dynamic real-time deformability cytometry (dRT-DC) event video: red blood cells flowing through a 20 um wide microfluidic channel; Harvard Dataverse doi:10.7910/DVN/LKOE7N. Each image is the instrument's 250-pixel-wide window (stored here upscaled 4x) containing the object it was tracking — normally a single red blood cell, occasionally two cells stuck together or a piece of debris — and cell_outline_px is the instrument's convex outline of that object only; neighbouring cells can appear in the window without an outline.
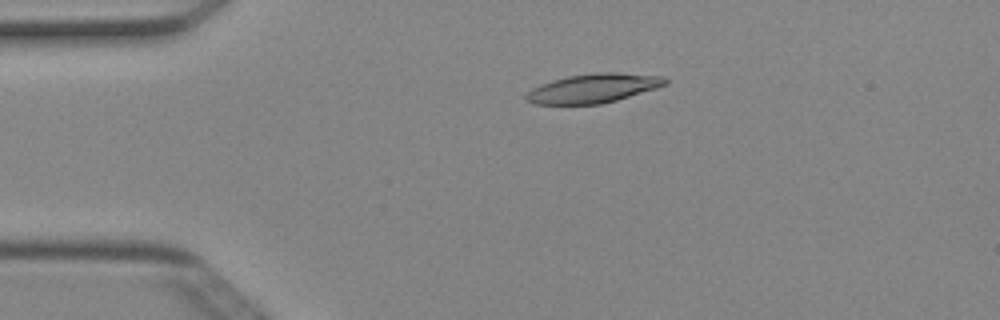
{"species": "Egyptian fruit bat (a non-hibernating species)", "species_latin": "Rousettus aegyptiacus", "temperature_condition": "cold", "stored_images_in_passage": 42, "camera_frame_rate_fps": 3000, "um_per_image_px": 0.085, "animal": {"sex": "female"}, "frame": {"image": 1, "passage_image": 2, "time_ms": 0.333, "image_size_px": [1000, 320], "cell_outline_px": [[668, 84], [656, 88], [616, 100], [600, 104], [532, 104], [524, 100], [524, 96], [532, 88], [540, 84], [552, 80], [568, 76], [596, 72], [616, 72], [664, 76], [668, 80]], "centroid_in_image_um": [50.41, 7.5], "position_along_channel_um": 34.6, "area_um2": 23.7}}
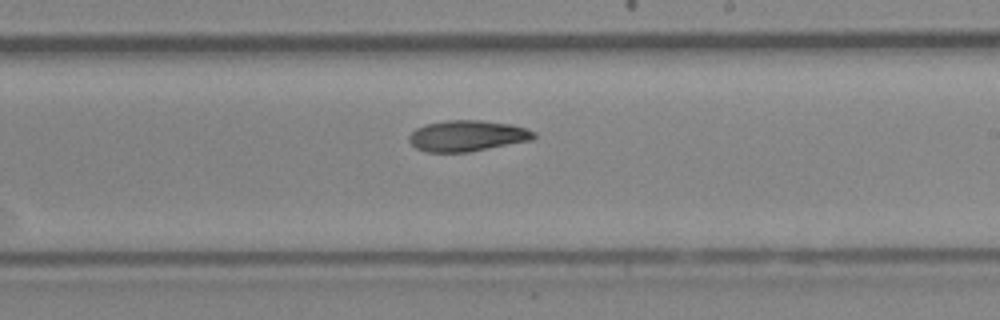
{"frame": {"image": 2, "passage_image": 21, "time_ms": 6.667, "image_size_px": [1000, 320], "cell_outline_px": [[536, 136], [532, 140], [468, 152], [424, 152], [416, 148], [408, 140], [408, 136], [416, 128], [424, 124], [448, 120], [480, 120], [512, 124], [536, 132]], "centroid_in_image_um": [39.7, 11.54], "position_along_channel_um": 249.3, "area_um2": 22.6}}
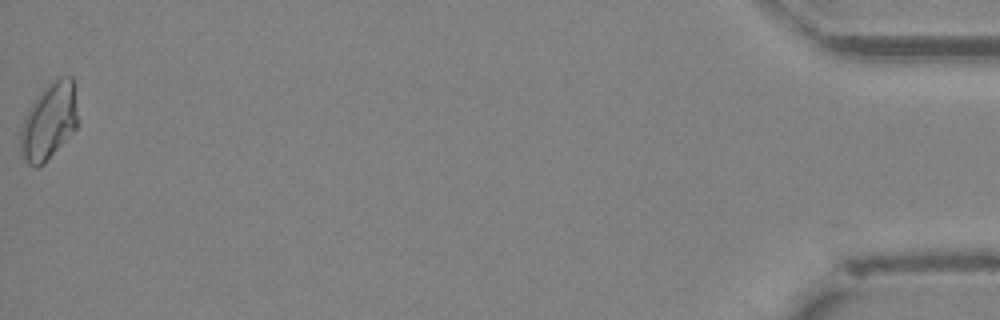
{"frame": {"image": 3, "passage_image": 42, "time_ms": 13.667, "image_size_px": [1000, 320], "cell_outline_px": [[80, 124], [44, 164], [36, 168], [28, 164], [20, 156], [20, 128], [24, 116], [28, 108], [36, 96], [52, 80], [60, 76], [72, 76]], "centroid_in_image_um": [4.16, 10.32], "position_along_channel_um": 431.0, "area_um2": 26.18}, "authors_computed_cell_mechanics": {"area_um2": 22.7154, "velocity_mm_per_s": 4.0074, "shape_relaxation_time_tau1_ms": 8.6007, "shape_relaxation_time_tau2_ms": null, "deformation_change_tau1": 0.1843, "deformation_change_tau2": null}}